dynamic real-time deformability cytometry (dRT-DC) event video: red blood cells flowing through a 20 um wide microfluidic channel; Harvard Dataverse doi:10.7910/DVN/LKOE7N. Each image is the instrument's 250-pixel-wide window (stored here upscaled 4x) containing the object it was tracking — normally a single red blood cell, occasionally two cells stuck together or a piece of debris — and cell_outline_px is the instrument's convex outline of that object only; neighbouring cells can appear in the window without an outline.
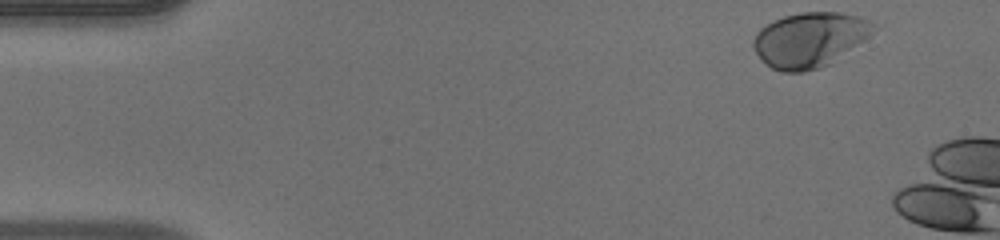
{"species": "human", "species_latin": "Homo sapiens", "temperature_condition": "warm", "stored_images_in_passage": 38, "camera_frame_rate_fps": 3000, "um_per_image_px": 0.085, "donor": {"sex": "male"}, "frame": {"image": 1, "passage_image": 1, "time_ms": 0.0, "image_size_px": [1000, 240], "cell_outline_px": [[880, 24], [864, 40], [832, 64], [820, 68], [804, 72], [780, 72], [772, 68], [752, 48], [752, 40], [756, 32], [760, 28], [784, 16], [800, 12], [840, 12], [860, 16]], "centroid_in_image_um": [68.86, 3.37], "position_along_channel_um": 16.1, "area_um2": 38.73}}
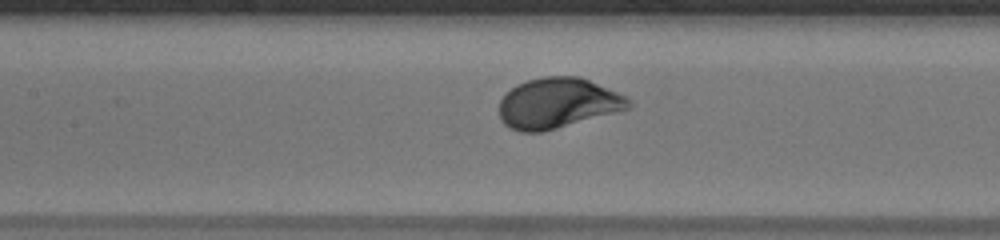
{"frame": {"image": 2, "passage_image": 20, "time_ms": 6.333, "image_size_px": [1000, 240], "cell_outline_px": [[632, 104], [628, 108], [616, 112], [556, 128], [540, 132], [520, 132], [508, 128], [500, 120], [500, 100], [504, 92], [516, 84], [528, 80], [544, 76], [580, 76], [616, 92], [624, 96]], "centroid_in_image_um": [47.33, 8.76], "position_along_channel_um": 160.1, "area_um2": 37.8}}
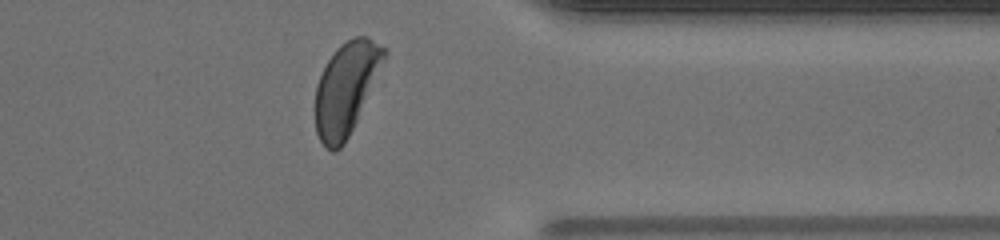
{"frame": {"image": 3, "passage_image": 37, "time_ms": 12.0, "image_size_px": [1000, 240], "cell_outline_px": [[388, 52], [356, 120], [344, 144], [336, 152], [332, 152], [320, 140], [316, 132], [316, 84], [328, 60], [336, 48], [340, 44], [356, 36], [368, 36], [384, 48]], "centroid_in_image_um": [29.4, 7.5], "position_along_channel_um": 382.0, "area_um2": 36.13}}